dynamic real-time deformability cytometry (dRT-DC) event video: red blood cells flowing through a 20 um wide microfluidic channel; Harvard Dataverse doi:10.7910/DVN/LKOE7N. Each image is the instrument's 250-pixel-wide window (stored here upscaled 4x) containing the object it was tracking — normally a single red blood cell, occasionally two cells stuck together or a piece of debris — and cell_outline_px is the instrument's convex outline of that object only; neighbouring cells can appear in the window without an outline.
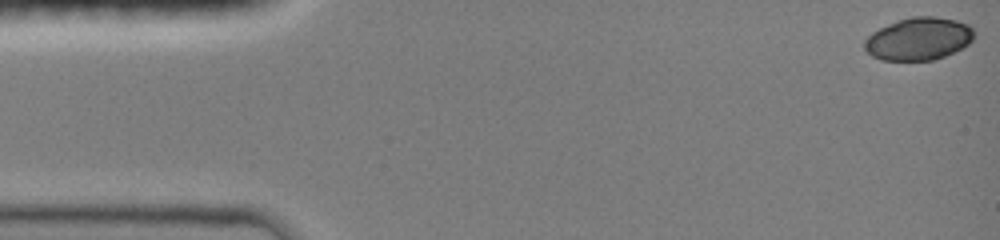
{"species": "common noctule bat (a hibernating species)", "species_latin": "Nyctalus noctula", "temperature_condition": "room temperature", "stored_images_in_passage": 42, "camera_frame_rate_fps": 3000, "um_per_image_px": 0.085, "animal": {"sex": "female", "body_mass_g": 19.0, "forearm_length_mm": 51.5}, "frame": {"image": 1, "passage_image": 1, "time_ms": 0.0, "image_size_px": [1000, 240], "cell_outline_px": [[972, 40], [968, 44], [944, 56], [932, 60], [880, 60], [872, 56], [864, 48], [864, 40], [872, 32], [888, 24], [912, 16], [936, 16], [956, 20], [968, 24], [972, 28]], "centroid_in_image_um": [78.05, 3.29], "position_along_channel_um": 6.9, "area_um2": 26.99}}
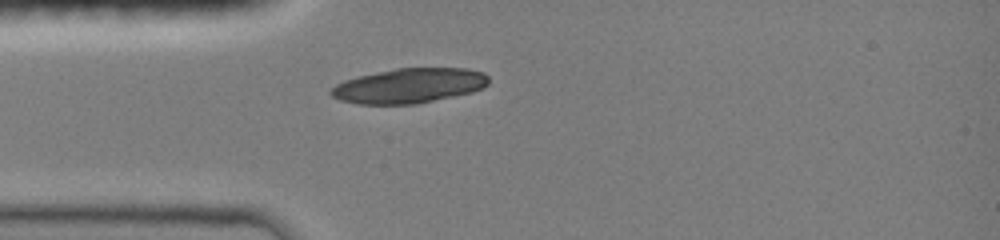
{"frame": {"image": 2, "passage_image": 11, "time_ms": 4.0, "image_size_px": [1000, 240], "cell_outline_px": [[488, 84], [472, 92], [416, 104], [360, 104], [340, 100], [332, 96], [328, 92], [336, 84], [344, 80], [356, 76], [396, 68], [468, 68], [484, 72], [488, 76]], "centroid_in_image_um": [34.76, 7.28], "position_along_channel_um": 50.2, "area_um2": 32.02}}
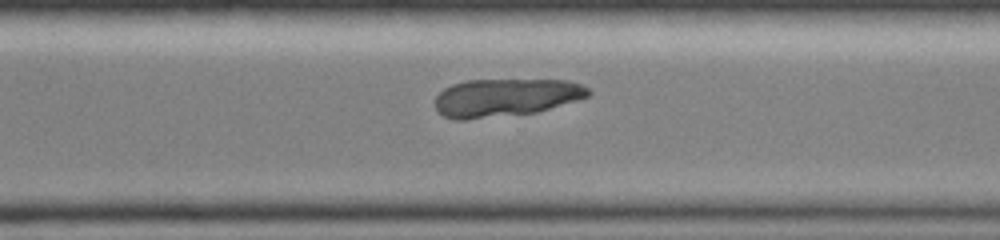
{"frame": {"image": 3, "passage_image": 30, "time_ms": 11.0, "image_size_px": [1000, 240], "cell_outline_px": [[592, 92], [588, 96], [580, 100], [536, 112], [468, 120], [456, 120], [444, 116], [436, 108], [436, 96], [444, 88], [452, 84], [468, 80], [568, 80], [580, 84], [588, 88]], "centroid_in_image_um": [42.99, 8.29], "position_along_channel_um": 327.6, "area_um2": 33.93}}